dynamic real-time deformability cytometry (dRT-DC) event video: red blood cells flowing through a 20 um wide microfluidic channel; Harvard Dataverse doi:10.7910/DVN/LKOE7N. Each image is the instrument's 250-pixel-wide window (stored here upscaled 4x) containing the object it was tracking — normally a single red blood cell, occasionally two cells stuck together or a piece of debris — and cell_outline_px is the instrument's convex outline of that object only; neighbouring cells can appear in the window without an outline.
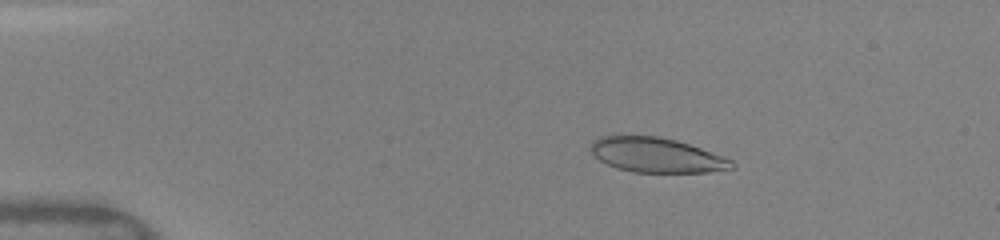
{"species": "human", "species_latin": "Homo sapiens", "temperature_condition": "warm", "stored_images_in_passage": 42, "camera_frame_rate_fps": 3000, "um_per_image_px": 0.085, "donor": {"sex": "female"}, "frame": {"image": 1, "passage_image": 2, "time_ms": 0.333, "image_size_px": [1000, 240], "cell_outline_px": [[736, 168], [708, 172], [632, 172], [616, 168], [600, 160], [592, 152], [592, 140], [600, 136], [620, 132], [656, 136], [676, 140], [724, 156], [732, 160], [736, 164]], "centroid_in_image_um": [55.77, 13.14], "position_along_channel_um": 29.2, "area_um2": 29.19}}
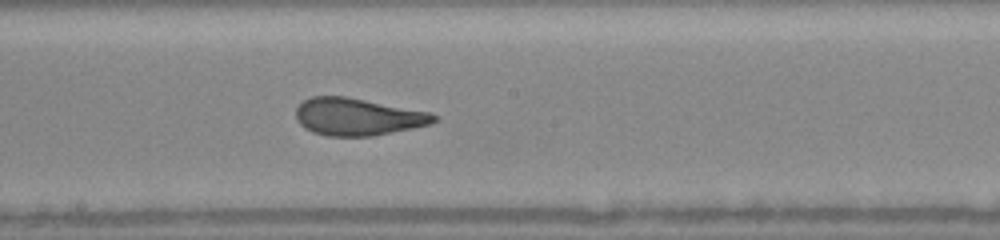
{"frame": {"image": 2, "passage_image": 21, "time_ms": 6.667, "image_size_px": [1000, 240], "cell_outline_px": [[436, 120], [432, 124], [372, 136], [328, 136], [312, 132], [304, 128], [296, 120], [296, 108], [304, 100], [312, 96], [344, 96], [432, 112], [436, 116]], "centroid_in_image_um": [30.39, 9.93], "position_along_channel_um": 217.8, "area_um2": 30.0}}
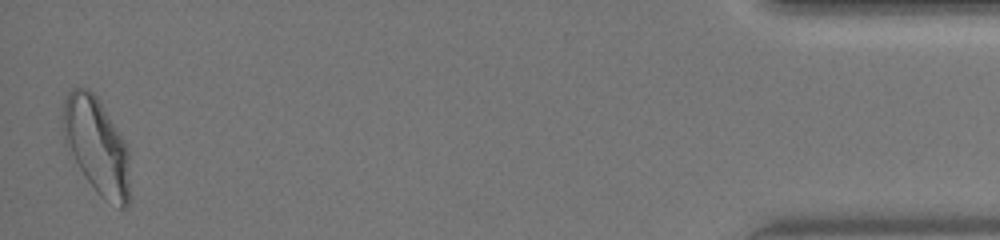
{"frame": {"image": 3, "passage_image": 42, "time_ms": 13.667, "image_size_px": [1000, 240], "cell_outline_px": [[128, 204], [124, 208], [120, 208], [104, 200], [96, 192], [84, 176], [64, 144], [60, 116], [64, 100], [68, 92], [72, 88], [88, 88], [100, 100], [128, 148]], "centroid_in_image_um": [8.15, 12.36], "position_along_channel_um": 427.0, "area_um2": 37.8}, "authors_computed_cell_mechanics": {"area_um2": 30.2005, "velocity_mm_per_s": 4.1014, "shape_relaxation_time_tau1_ms": 7.364, "shape_relaxation_time_tau2_ms": 0.8619, "deformation_change_tau1": 0.2278, "deformation_change_tau2": 0.0806}}